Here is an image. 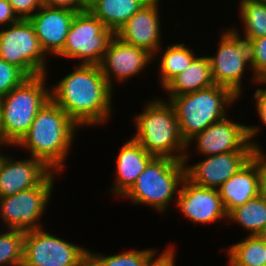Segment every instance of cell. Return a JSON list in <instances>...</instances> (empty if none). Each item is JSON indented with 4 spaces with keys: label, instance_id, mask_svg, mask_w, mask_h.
Wrapping results in <instances>:
<instances>
[{
    "label": "cell",
    "instance_id": "1",
    "mask_svg": "<svg viewBox=\"0 0 266 266\" xmlns=\"http://www.w3.org/2000/svg\"><path fill=\"white\" fill-rule=\"evenodd\" d=\"M51 87V99L79 128L105 123L111 117L113 90L99 65L79 63L77 69Z\"/></svg>",
    "mask_w": 266,
    "mask_h": 266
},
{
    "label": "cell",
    "instance_id": "2",
    "mask_svg": "<svg viewBox=\"0 0 266 266\" xmlns=\"http://www.w3.org/2000/svg\"><path fill=\"white\" fill-rule=\"evenodd\" d=\"M79 126L52 99L38 111L27 133L16 144L50 170L61 172Z\"/></svg>",
    "mask_w": 266,
    "mask_h": 266
},
{
    "label": "cell",
    "instance_id": "3",
    "mask_svg": "<svg viewBox=\"0 0 266 266\" xmlns=\"http://www.w3.org/2000/svg\"><path fill=\"white\" fill-rule=\"evenodd\" d=\"M166 102L162 98L147 102L144 112L135 118L137 133L132 138L155 157H168L186 164L190 158L185 150L187 143L181 136L173 105Z\"/></svg>",
    "mask_w": 266,
    "mask_h": 266
},
{
    "label": "cell",
    "instance_id": "4",
    "mask_svg": "<svg viewBox=\"0 0 266 266\" xmlns=\"http://www.w3.org/2000/svg\"><path fill=\"white\" fill-rule=\"evenodd\" d=\"M46 75L28 77L0 98V146H16L38 111L51 99L45 86Z\"/></svg>",
    "mask_w": 266,
    "mask_h": 266
},
{
    "label": "cell",
    "instance_id": "5",
    "mask_svg": "<svg viewBox=\"0 0 266 266\" xmlns=\"http://www.w3.org/2000/svg\"><path fill=\"white\" fill-rule=\"evenodd\" d=\"M237 99L229 88L214 84L192 93L169 96L168 100L176 111L181 136L187 143L212 123L225 118V108Z\"/></svg>",
    "mask_w": 266,
    "mask_h": 266
},
{
    "label": "cell",
    "instance_id": "6",
    "mask_svg": "<svg viewBox=\"0 0 266 266\" xmlns=\"http://www.w3.org/2000/svg\"><path fill=\"white\" fill-rule=\"evenodd\" d=\"M185 178V163L168 157H154L123 195L135 204H147L158 212H166L168 203L178 195Z\"/></svg>",
    "mask_w": 266,
    "mask_h": 266
},
{
    "label": "cell",
    "instance_id": "7",
    "mask_svg": "<svg viewBox=\"0 0 266 266\" xmlns=\"http://www.w3.org/2000/svg\"><path fill=\"white\" fill-rule=\"evenodd\" d=\"M115 33L88 9L75 14L60 57L80 59L81 64L99 65Z\"/></svg>",
    "mask_w": 266,
    "mask_h": 266
},
{
    "label": "cell",
    "instance_id": "8",
    "mask_svg": "<svg viewBox=\"0 0 266 266\" xmlns=\"http://www.w3.org/2000/svg\"><path fill=\"white\" fill-rule=\"evenodd\" d=\"M0 58L28 77L46 74V58L29 19H19L0 31Z\"/></svg>",
    "mask_w": 266,
    "mask_h": 266
},
{
    "label": "cell",
    "instance_id": "9",
    "mask_svg": "<svg viewBox=\"0 0 266 266\" xmlns=\"http://www.w3.org/2000/svg\"><path fill=\"white\" fill-rule=\"evenodd\" d=\"M52 171L38 186L0 197V217L7 229H41L40 218L46 209L54 183Z\"/></svg>",
    "mask_w": 266,
    "mask_h": 266
},
{
    "label": "cell",
    "instance_id": "10",
    "mask_svg": "<svg viewBox=\"0 0 266 266\" xmlns=\"http://www.w3.org/2000/svg\"><path fill=\"white\" fill-rule=\"evenodd\" d=\"M88 250L43 229L25 232L22 266H87Z\"/></svg>",
    "mask_w": 266,
    "mask_h": 266
},
{
    "label": "cell",
    "instance_id": "11",
    "mask_svg": "<svg viewBox=\"0 0 266 266\" xmlns=\"http://www.w3.org/2000/svg\"><path fill=\"white\" fill-rule=\"evenodd\" d=\"M238 32L237 29L223 32L217 54L208 57L214 83L229 88L240 97L243 73L251 65L249 43Z\"/></svg>",
    "mask_w": 266,
    "mask_h": 266
},
{
    "label": "cell",
    "instance_id": "12",
    "mask_svg": "<svg viewBox=\"0 0 266 266\" xmlns=\"http://www.w3.org/2000/svg\"><path fill=\"white\" fill-rule=\"evenodd\" d=\"M227 118L228 116L212 123L205 130L194 135L187 142V147L196 140L197 151L204 156L232 151H255L259 145L251 139L260 129L257 126L240 125Z\"/></svg>",
    "mask_w": 266,
    "mask_h": 266
},
{
    "label": "cell",
    "instance_id": "13",
    "mask_svg": "<svg viewBox=\"0 0 266 266\" xmlns=\"http://www.w3.org/2000/svg\"><path fill=\"white\" fill-rule=\"evenodd\" d=\"M176 205L194 223H212L227 218L218 189L196 185L186 177L180 185Z\"/></svg>",
    "mask_w": 266,
    "mask_h": 266
},
{
    "label": "cell",
    "instance_id": "14",
    "mask_svg": "<svg viewBox=\"0 0 266 266\" xmlns=\"http://www.w3.org/2000/svg\"><path fill=\"white\" fill-rule=\"evenodd\" d=\"M153 58L154 56L147 50L127 44L114 36L110 40L99 66L103 76L113 89V76L118 80L116 82H123L145 69Z\"/></svg>",
    "mask_w": 266,
    "mask_h": 266
},
{
    "label": "cell",
    "instance_id": "15",
    "mask_svg": "<svg viewBox=\"0 0 266 266\" xmlns=\"http://www.w3.org/2000/svg\"><path fill=\"white\" fill-rule=\"evenodd\" d=\"M254 152L232 151L206 156L192 166L185 164V177L196 185L218 189L253 157Z\"/></svg>",
    "mask_w": 266,
    "mask_h": 266
},
{
    "label": "cell",
    "instance_id": "16",
    "mask_svg": "<svg viewBox=\"0 0 266 266\" xmlns=\"http://www.w3.org/2000/svg\"><path fill=\"white\" fill-rule=\"evenodd\" d=\"M150 0L115 33L123 42L147 50L155 56L161 48L159 2Z\"/></svg>",
    "mask_w": 266,
    "mask_h": 266
},
{
    "label": "cell",
    "instance_id": "17",
    "mask_svg": "<svg viewBox=\"0 0 266 266\" xmlns=\"http://www.w3.org/2000/svg\"><path fill=\"white\" fill-rule=\"evenodd\" d=\"M0 155V197L38 186L51 172L41 160L30 157L12 160Z\"/></svg>",
    "mask_w": 266,
    "mask_h": 266
},
{
    "label": "cell",
    "instance_id": "18",
    "mask_svg": "<svg viewBox=\"0 0 266 266\" xmlns=\"http://www.w3.org/2000/svg\"><path fill=\"white\" fill-rule=\"evenodd\" d=\"M76 13L65 8H51L43 5L29 18L46 55L50 52V55L58 56L62 52Z\"/></svg>",
    "mask_w": 266,
    "mask_h": 266
},
{
    "label": "cell",
    "instance_id": "19",
    "mask_svg": "<svg viewBox=\"0 0 266 266\" xmlns=\"http://www.w3.org/2000/svg\"><path fill=\"white\" fill-rule=\"evenodd\" d=\"M218 191L227 214L259 195L258 147L253 157L224 182Z\"/></svg>",
    "mask_w": 266,
    "mask_h": 266
},
{
    "label": "cell",
    "instance_id": "20",
    "mask_svg": "<svg viewBox=\"0 0 266 266\" xmlns=\"http://www.w3.org/2000/svg\"><path fill=\"white\" fill-rule=\"evenodd\" d=\"M154 157L133 138L127 141L116 159V178L111 193L123 197Z\"/></svg>",
    "mask_w": 266,
    "mask_h": 266
},
{
    "label": "cell",
    "instance_id": "21",
    "mask_svg": "<svg viewBox=\"0 0 266 266\" xmlns=\"http://www.w3.org/2000/svg\"><path fill=\"white\" fill-rule=\"evenodd\" d=\"M208 56L195 57L188 68L175 76L164 88L168 96L192 93L214 85Z\"/></svg>",
    "mask_w": 266,
    "mask_h": 266
},
{
    "label": "cell",
    "instance_id": "22",
    "mask_svg": "<svg viewBox=\"0 0 266 266\" xmlns=\"http://www.w3.org/2000/svg\"><path fill=\"white\" fill-rule=\"evenodd\" d=\"M150 0H93L88 10L96 16L106 28L114 33L118 31L137 11Z\"/></svg>",
    "mask_w": 266,
    "mask_h": 266
},
{
    "label": "cell",
    "instance_id": "23",
    "mask_svg": "<svg viewBox=\"0 0 266 266\" xmlns=\"http://www.w3.org/2000/svg\"><path fill=\"white\" fill-rule=\"evenodd\" d=\"M227 219L236 222L252 235H264L266 232V199L260 195L231 210Z\"/></svg>",
    "mask_w": 266,
    "mask_h": 266
},
{
    "label": "cell",
    "instance_id": "24",
    "mask_svg": "<svg viewBox=\"0 0 266 266\" xmlns=\"http://www.w3.org/2000/svg\"><path fill=\"white\" fill-rule=\"evenodd\" d=\"M229 266H266V238L247 235L228 249Z\"/></svg>",
    "mask_w": 266,
    "mask_h": 266
},
{
    "label": "cell",
    "instance_id": "25",
    "mask_svg": "<svg viewBox=\"0 0 266 266\" xmlns=\"http://www.w3.org/2000/svg\"><path fill=\"white\" fill-rule=\"evenodd\" d=\"M163 56H159L161 86L164 88L175 76L186 70L196 57L183 43L167 46Z\"/></svg>",
    "mask_w": 266,
    "mask_h": 266
},
{
    "label": "cell",
    "instance_id": "26",
    "mask_svg": "<svg viewBox=\"0 0 266 266\" xmlns=\"http://www.w3.org/2000/svg\"><path fill=\"white\" fill-rule=\"evenodd\" d=\"M156 250H130L111 256H104L100 253H93L88 250L87 266H148L150 261L155 257Z\"/></svg>",
    "mask_w": 266,
    "mask_h": 266
},
{
    "label": "cell",
    "instance_id": "27",
    "mask_svg": "<svg viewBox=\"0 0 266 266\" xmlns=\"http://www.w3.org/2000/svg\"><path fill=\"white\" fill-rule=\"evenodd\" d=\"M240 18L244 24L245 40L266 36V4L240 0Z\"/></svg>",
    "mask_w": 266,
    "mask_h": 266
},
{
    "label": "cell",
    "instance_id": "28",
    "mask_svg": "<svg viewBox=\"0 0 266 266\" xmlns=\"http://www.w3.org/2000/svg\"><path fill=\"white\" fill-rule=\"evenodd\" d=\"M5 232L0 234V266H22L25 231Z\"/></svg>",
    "mask_w": 266,
    "mask_h": 266
},
{
    "label": "cell",
    "instance_id": "29",
    "mask_svg": "<svg viewBox=\"0 0 266 266\" xmlns=\"http://www.w3.org/2000/svg\"><path fill=\"white\" fill-rule=\"evenodd\" d=\"M28 76L17 66L0 58V98L20 85Z\"/></svg>",
    "mask_w": 266,
    "mask_h": 266
},
{
    "label": "cell",
    "instance_id": "30",
    "mask_svg": "<svg viewBox=\"0 0 266 266\" xmlns=\"http://www.w3.org/2000/svg\"><path fill=\"white\" fill-rule=\"evenodd\" d=\"M249 43L250 65L255 73L254 81L258 83V78L266 71V36L257 39L247 40Z\"/></svg>",
    "mask_w": 266,
    "mask_h": 266
},
{
    "label": "cell",
    "instance_id": "31",
    "mask_svg": "<svg viewBox=\"0 0 266 266\" xmlns=\"http://www.w3.org/2000/svg\"><path fill=\"white\" fill-rule=\"evenodd\" d=\"M19 19H29L42 6L43 0H7ZM36 11V12H35Z\"/></svg>",
    "mask_w": 266,
    "mask_h": 266
},
{
    "label": "cell",
    "instance_id": "32",
    "mask_svg": "<svg viewBox=\"0 0 266 266\" xmlns=\"http://www.w3.org/2000/svg\"><path fill=\"white\" fill-rule=\"evenodd\" d=\"M43 5L51 8H65L77 13L88 9V5L83 0H43Z\"/></svg>",
    "mask_w": 266,
    "mask_h": 266
},
{
    "label": "cell",
    "instance_id": "33",
    "mask_svg": "<svg viewBox=\"0 0 266 266\" xmlns=\"http://www.w3.org/2000/svg\"><path fill=\"white\" fill-rule=\"evenodd\" d=\"M258 147L259 195L266 199V153Z\"/></svg>",
    "mask_w": 266,
    "mask_h": 266
},
{
    "label": "cell",
    "instance_id": "34",
    "mask_svg": "<svg viewBox=\"0 0 266 266\" xmlns=\"http://www.w3.org/2000/svg\"><path fill=\"white\" fill-rule=\"evenodd\" d=\"M19 20L11 4L7 0H0V26L11 25Z\"/></svg>",
    "mask_w": 266,
    "mask_h": 266
},
{
    "label": "cell",
    "instance_id": "35",
    "mask_svg": "<svg viewBox=\"0 0 266 266\" xmlns=\"http://www.w3.org/2000/svg\"><path fill=\"white\" fill-rule=\"evenodd\" d=\"M175 251L173 247H169L162 252V254L158 255L157 258H153L148 266H175Z\"/></svg>",
    "mask_w": 266,
    "mask_h": 266
},
{
    "label": "cell",
    "instance_id": "36",
    "mask_svg": "<svg viewBox=\"0 0 266 266\" xmlns=\"http://www.w3.org/2000/svg\"><path fill=\"white\" fill-rule=\"evenodd\" d=\"M254 99L256 100L255 103L259 117L266 126V89H256Z\"/></svg>",
    "mask_w": 266,
    "mask_h": 266
},
{
    "label": "cell",
    "instance_id": "37",
    "mask_svg": "<svg viewBox=\"0 0 266 266\" xmlns=\"http://www.w3.org/2000/svg\"><path fill=\"white\" fill-rule=\"evenodd\" d=\"M259 83L266 84V71L258 78Z\"/></svg>",
    "mask_w": 266,
    "mask_h": 266
},
{
    "label": "cell",
    "instance_id": "38",
    "mask_svg": "<svg viewBox=\"0 0 266 266\" xmlns=\"http://www.w3.org/2000/svg\"><path fill=\"white\" fill-rule=\"evenodd\" d=\"M245 1H253V2H256V3L266 4V0H245Z\"/></svg>",
    "mask_w": 266,
    "mask_h": 266
},
{
    "label": "cell",
    "instance_id": "39",
    "mask_svg": "<svg viewBox=\"0 0 266 266\" xmlns=\"http://www.w3.org/2000/svg\"><path fill=\"white\" fill-rule=\"evenodd\" d=\"M87 5H89L93 0H83Z\"/></svg>",
    "mask_w": 266,
    "mask_h": 266
}]
</instances>
